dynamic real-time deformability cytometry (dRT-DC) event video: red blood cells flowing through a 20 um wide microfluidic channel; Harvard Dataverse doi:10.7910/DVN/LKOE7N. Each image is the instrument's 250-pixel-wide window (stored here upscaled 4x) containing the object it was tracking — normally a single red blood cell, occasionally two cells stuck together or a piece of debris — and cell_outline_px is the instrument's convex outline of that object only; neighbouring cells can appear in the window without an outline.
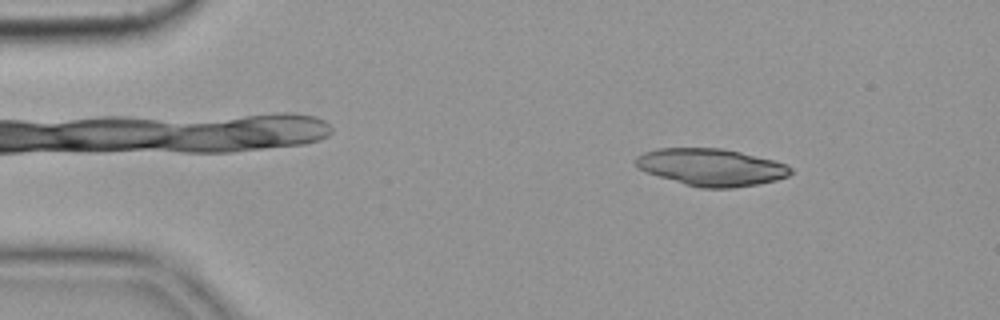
{"species": "common noctule bat (a hibernating species)", "species_latin": "Nyctalus noctula", "temperature_condition": "cold", "stored_images_in_passage": 48, "camera_frame_rate_fps": 3000, "um_per_image_px": 0.085, "animal": {"sex": "female", "body_mass_g": 19.9}, "frame": {"image": 1, "passage_image": 2, "time_ms": 0.333, "image_size_px": [1000, 320], "cell_outline_px": [[792, 172], [788, 176], [776, 180], [756, 184], [732, 188], [700, 188], [684, 184], [636, 168], [632, 160], [636, 156], [644, 152], [660, 148], [720, 148], [740, 152], [772, 160], [784, 164], [792, 168]], "centroid_in_image_um": [60.41, 14.21], "position_along_channel_um": 24.6, "area_um2": 33.41}}